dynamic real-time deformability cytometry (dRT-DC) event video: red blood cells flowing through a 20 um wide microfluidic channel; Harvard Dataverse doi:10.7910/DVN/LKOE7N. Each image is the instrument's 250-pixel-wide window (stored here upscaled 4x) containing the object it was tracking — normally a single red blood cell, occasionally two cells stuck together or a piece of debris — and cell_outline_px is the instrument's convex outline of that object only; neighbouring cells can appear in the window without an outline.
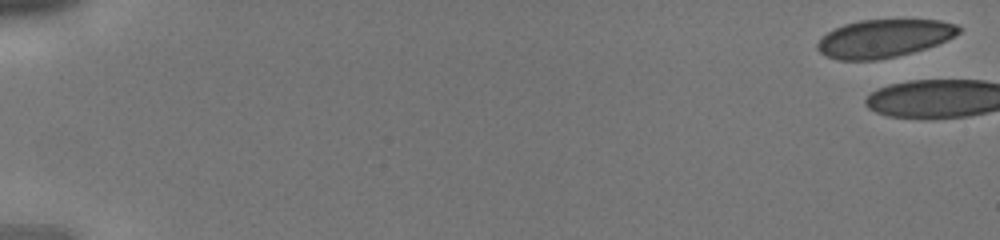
{"species": "human", "species_latin": "Homo sapiens", "temperature_condition": "cold", "stored_images_in_passage": 6, "camera_frame_rate_fps": 3000, "um_per_image_px": 0.085, "donor": {"sex": "male"}, "frame": {"image": 1, "passage_image": 1, "time_ms": 0.0, "image_size_px": [1000, 240], "cell_outline_px": [[960, 32], [948, 40], [912, 52], [896, 56], [876, 60], [840, 60], [828, 56], [820, 52], [816, 48], [816, 44], [828, 32], [844, 24], [860, 20], [940, 20], [956, 24], [960, 28]], "centroid_in_image_um": [75.14, 3.26], "position_along_channel_um": 9.9, "area_um2": 30.98}}